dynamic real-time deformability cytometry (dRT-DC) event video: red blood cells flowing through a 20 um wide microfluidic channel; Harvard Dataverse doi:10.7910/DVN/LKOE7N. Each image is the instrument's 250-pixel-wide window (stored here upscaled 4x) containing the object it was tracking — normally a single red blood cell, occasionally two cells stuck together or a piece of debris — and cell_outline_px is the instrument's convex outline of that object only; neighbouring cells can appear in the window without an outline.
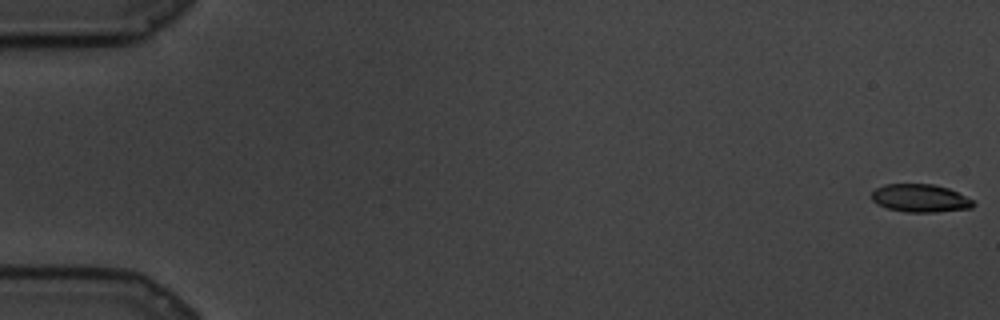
{"species": "common noctule bat (a hibernating species)", "species_latin": "Nyctalus noctula", "temperature_condition": "cold", "stored_images_in_passage": 24, "camera_frame_rate_fps": 3000, "um_per_image_px": 0.085, "animal": {"sex": "male", "body_mass_g": 19.5, "forearm_length_mm": 54.6}, "frame": {"image": 1, "passage_image": 1, "time_ms": 0.0, "image_size_px": [1000, 320], "cell_outline_px": [[976, 204], [972, 208], [936, 212], [904, 212], [888, 208], [876, 204], [872, 200], [872, 192], [876, 188], [884, 184], [932, 184], [948, 188], [972, 200]], "centroid_in_image_um": [78.2, 16.85], "position_along_channel_um": 6.8, "area_um2": 16.53}}
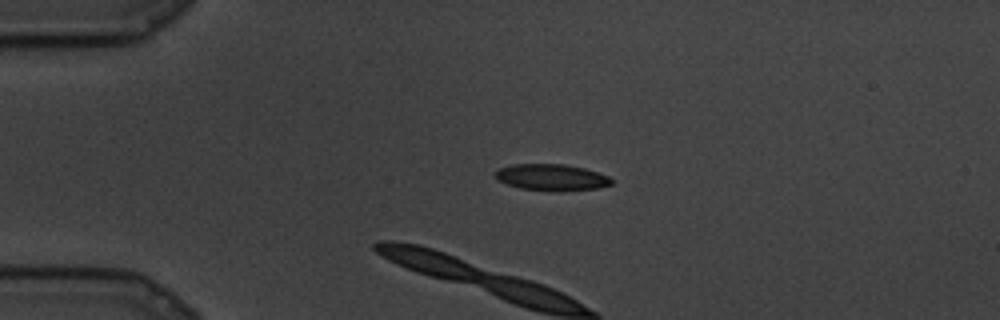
{"frame": {"image": 2, "passage_image": 20, "time_ms": 6.333, "image_size_px": [1000, 320], "cell_outline_px": [[612, 184], [600, 188], [548, 192], [520, 188], [496, 180], [496, 172], [500, 168], [512, 164], [564, 164], [584, 168], [608, 176], [612, 180]], "centroid_in_image_um": [46.88, 15.08], "position_along_channel_um": 38.1, "area_um2": 17.98}}